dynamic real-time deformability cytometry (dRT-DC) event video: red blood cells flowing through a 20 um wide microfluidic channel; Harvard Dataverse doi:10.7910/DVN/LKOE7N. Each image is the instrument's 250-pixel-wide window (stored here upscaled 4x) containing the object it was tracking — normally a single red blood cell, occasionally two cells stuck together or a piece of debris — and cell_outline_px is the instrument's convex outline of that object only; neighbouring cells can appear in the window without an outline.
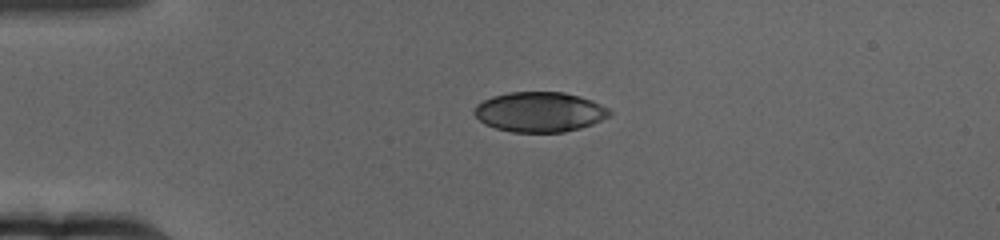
{"species": "human", "species_latin": "Homo sapiens", "temperature_condition": "cold", "stored_images_in_passage": 50, "camera_frame_rate_fps": 3000, "um_per_image_px": 0.085, "donor": {"sex": "female"}, "frame": {"image": 1, "passage_image": 1, "time_ms": 0.0, "image_size_px": [1000, 240], "cell_outline_px": [[612, 116], [592, 124], [580, 128], [564, 132], [512, 132], [496, 128], [484, 124], [472, 112], [476, 104], [492, 96], [508, 92], [564, 92], [580, 96], [592, 100], [608, 108], [612, 112]], "centroid_in_image_um": [45.88, 9.51], "position_along_channel_um": 39.1, "area_um2": 31.73}}
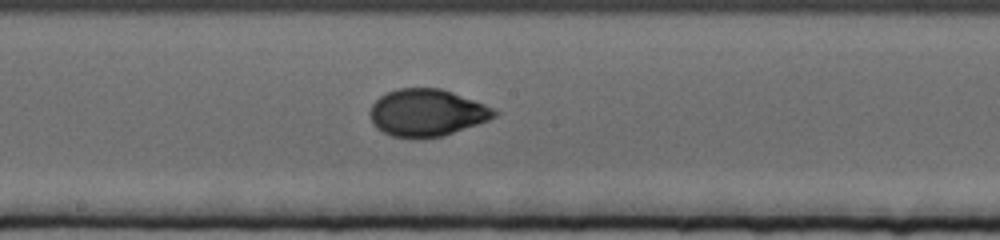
{"frame": {"image": 2, "passage_image": 21, "time_ms": 6.667, "image_size_px": [1000, 240], "cell_outline_px": [[500, 112], [496, 116], [488, 120], [444, 136], [420, 140], [392, 136], [376, 128], [372, 124], [368, 112], [372, 104], [380, 96], [396, 88], [440, 88], [452, 92], [496, 108]], "centroid_in_image_um": [36.27, 9.6], "position_along_channel_um": 211.9, "area_um2": 34.68}}
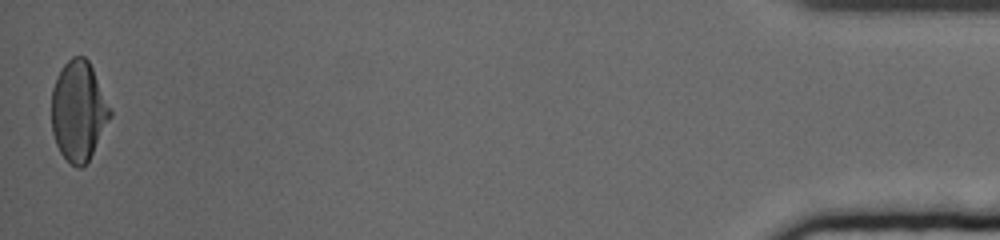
{"frame": {"image": 3, "passage_image": 50, "time_ms": 16.333, "image_size_px": [1000, 240], "cell_outline_px": [[112, 116], [88, 160], [80, 168], [76, 168], [60, 152], [56, 144], [52, 132], [52, 88], [56, 76], [64, 64], [72, 56], [84, 56], [88, 60], [92, 68], [112, 112]], "centroid_in_image_um": [6.66, 9.42], "position_along_channel_um": 428.5, "area_um2": 33.76}, "authors_computed_cell_mechanics": {"area_um2": 33.7263, "velocity_mm_per_s": 3.131, "shape_relaxation_time_tau1_ms": 4.2282, "shape_relaxation_time_tau2_ms": null, "deformation_change_tau1": 0.1752, "deformation_change_tau2": null}}